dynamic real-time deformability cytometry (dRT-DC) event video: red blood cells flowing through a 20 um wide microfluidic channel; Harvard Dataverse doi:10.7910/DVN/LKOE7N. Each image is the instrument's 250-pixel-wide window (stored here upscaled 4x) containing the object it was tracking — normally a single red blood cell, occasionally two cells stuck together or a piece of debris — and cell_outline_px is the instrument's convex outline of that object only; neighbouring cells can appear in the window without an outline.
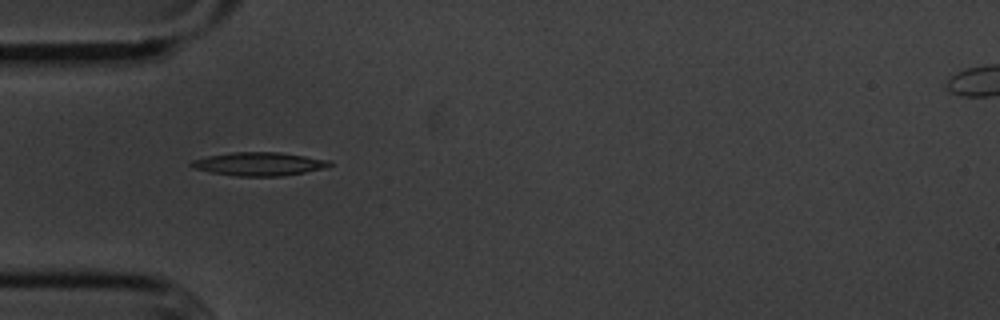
{"species": "common noctule bat (a hibernating species)", "species_latin": "Nyctalus noctula", "temperature_condition": "cold", "stored_images_in_passage": 5, "camera_frame_rate_fps": 3000, "um_per_image_px": 0.085, "animal": {"sex": "male", "body_mass_g": 20.1, "forearm_length_mm": 53.5}, "frame": {"image": 1, "passage_image": 4, "time_ms": 3.667, "image_size_px": [1000, 320], "cell_outline_px": [[332, 164], [320, 168], [304, 172], [280, 176], [236, 176], [212, 172], [192, 168], [188, 164], [192, 160], [208, 156], [232, 152], [280, 152], [328, 160]], "centroid_in_image_um": [21.94, 13.93], "position_along_channel_um": 63.1, "area_um2": 18.55}}
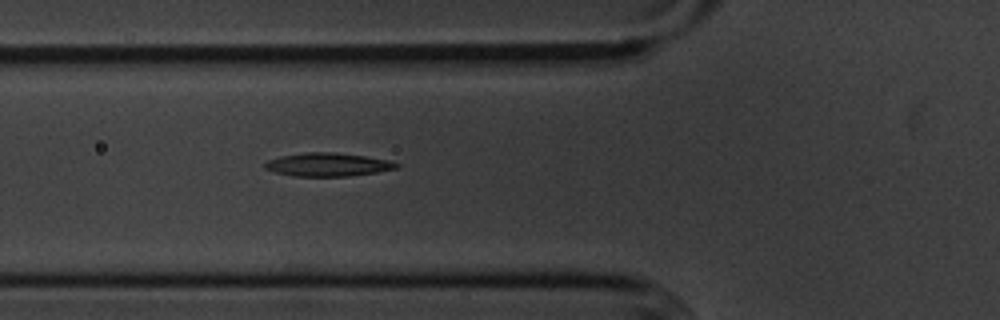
{"frame": {"image": 2, "passage_image": 5, "time_ms": 4.667, "image_size_px": [1000, 320], "cell_outline_px": [[400, 164], [396, 168], [376, 172], [348, 176], [292, 176], [276, 172], [264, 168], [264, 164], [268, 160], [280, 156], [304, 152], [336, 152], [392, 160]], "centroid_in_image_um": [27.86, 13.98], "position_along_channel_um": 97.9, "area_um2": 17.92}}